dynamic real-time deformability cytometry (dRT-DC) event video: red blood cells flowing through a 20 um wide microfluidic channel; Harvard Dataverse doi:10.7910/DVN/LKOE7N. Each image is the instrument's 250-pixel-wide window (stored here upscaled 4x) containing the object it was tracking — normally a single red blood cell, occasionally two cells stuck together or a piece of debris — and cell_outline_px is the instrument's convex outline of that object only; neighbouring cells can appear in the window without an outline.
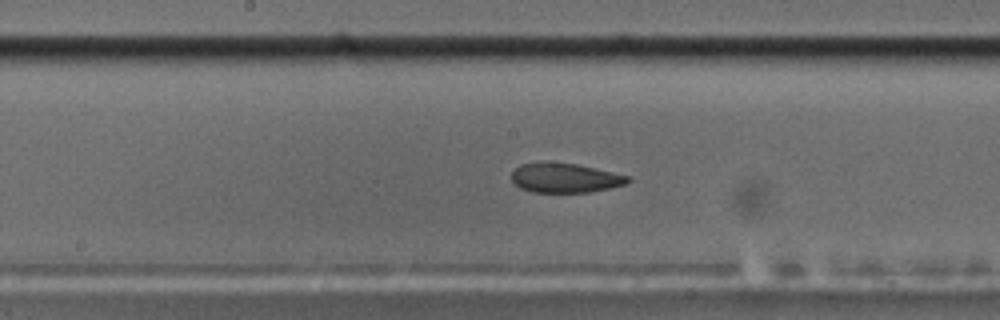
{"species": "common noctule bat (a hibernating species)", "species_latin": "Nyctalus noctula", "temperature_condition": "cold", "stored_images_in_passage": 56, "camera_frame_rate_fps": 3000, "um_per_image_px": 0.085, "animal": {"sex": "male", "body_mass_g": 17.5, "forearm_length_mm": 52.3}, "frame": {"image": 1, "passage_image": 29, "time_ms": 9.333, "image_size_px": [1000, 320], "cell_outline_px": [[632, 180], [624, 184], [608, 188], [588, 192], [532, 192], [520, 188], [512, 180], [512, 172], [520, 164], [544, 160], [576, 164], [612, 172], [628, 176]], "centroid_in_image_um": [47.97, 15.1], "position_along_channel_um": 200.2, "area_um2": 20.06}}
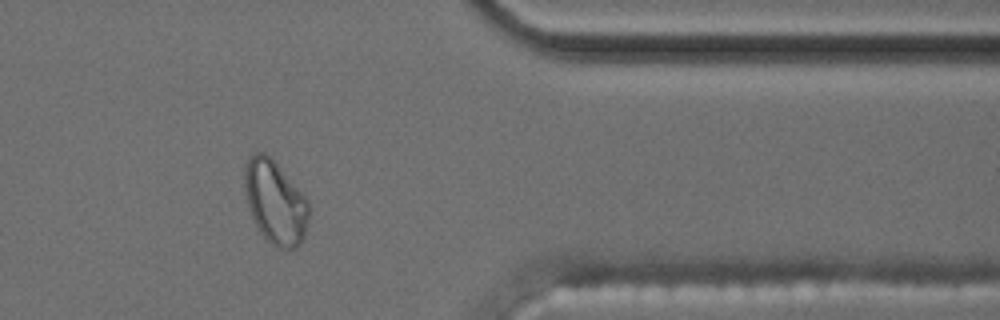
{"frame": {"image": 2, "passage_image": 46, "time_ms": 15.0, "image_size_px": [1000, 320], "cell_outline_px": [[308, 216], [304, 240], [296, 248], [276, 248], [260, 232], [252, 216], [248, 204], [244, 188], [244, 168], [248, 160], [256, 152], [264, 152], [272, 156], [308, 200]], "centroid_in_image_um": [23.4, 17.17], "position_along_channel_um": 388.0, "area_um2": 31.21}}
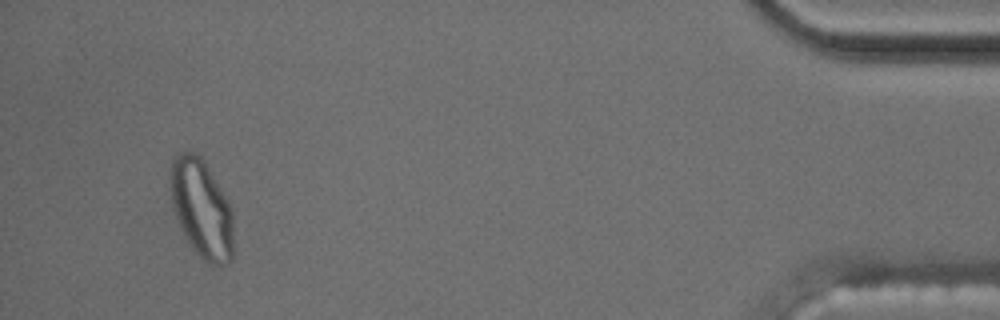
{"frame": {"image": 3, "passage_image": 53, "time_ms": 17.333, "image_size_px": [1000, 320], "cell_outline_px": [[232, 260], [228, 264], [212, 264], [204, 260], [192, 248], [172, 208], [168, 180], [172, 156], [180, 152], [192, 152], [200, 156], [204, 160], [220, 188], [232, 212]], "centroid_in_image_um": [17.09, 17.69], "position_along_channel_um": 418.1, "area_um2": 35.95}}